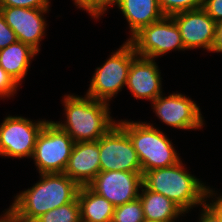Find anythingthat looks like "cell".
Here are the masks:
<instances>
[{
  "instance_id": "28",
  "label": "cell",
  "mask_w": 222,
  "mask_h": 222,
  "mask_svg": "<svg viewBox=\"0 0 222 222\" xmlns=\"http://www.w3.org/2000/svg\"><path fill=\"white\" fill-rule=\"evenodd\" d=\"M203 209L201 212V218L199 222H222L221 218L217 213L207 204L202 205Z\"/></svg>"
},
{
  "instance_id": "3",
  "label": "cell",
  "mask_w": 222,
  "mask_h": 222,
  "mask_svg": "<svg viewBox=\"0 0 222 222\" xmlns=\"http://www.w3.org/2000/svg\"><path fill=\"white\" fill-rule=\"evenodd\" d=\"M65 123L55 122L74 142L97 141L117 122L110 116L109 103L91 97L65 95Z\"/></svg>"
},
{
  "instance_id": "13",
  "label": "cell",
  "mask_w": 222,
  "mask_h": 222,
  "mask_svg": "<svg viewBox=\"0 0 222 222\" xmlns=\"http://www.w3.org/2000/svg\"><path fill=\"white\" fill-rule=\"evenodd\" d=\"M49 9L23 7H0L7 25L15 32L20 42L30 45L38 53L39 42L45 34L46 22L43 18ZM44 13V14H43Z\"/></svg>"
},
{
  "instance_id": "15",
  "label": "cell",
  "mask_w": 222,
  "mask_h": 222,
  "mask_svg": "<svg viewBox=\"0 0 222 222\" xmlns=\"http://www.w3.org/2000/svg\"><path fill=\"white\" fill-rule=\"evenodd\" d=\"M98 173H100L98 142H75L64 174L79 186H88Z\"/></svg>"
},
{
  "instance_id": "11",
  "label": "cell",
  "mask_w": 222,
  "mask_h": 222,
  "mask_svg": "<svg viewBox=\"0 0 222 222\" xmlns=\"http://www.w3.org/2000/svg\"><path fill=\"white\" fill-rule=\"evenodd\" d=\"M156 116L165 124L178 129L196 130L204 123L198 105L183 94H162L152 102Z\"/></svg>"
},
{
  "instance_id": "1",
  "label": "cell",
  "mask_w": 222,
  "mask_h": 222,
  "mask_svg": "<svg viewBox=\"0 0 222 222\" xmlns=\"http://www.w3.org/2000/svg\"><path fill=\"white\" fill-rule=\"evenodd\" d=\"M30 189L19 193L7 211L20 222H34L46 212L77 198L80 186L64 173L40 174Z\"/></svg>"
},
{
  "instance_id": "22",
  "label": "cell",
  "mask_w": 222,
  "mask_h": 222,
  "mask_svg": "<svg viewBox=\"0 0 222 222\" xmlns=\"http://www.w3.org/2000/svg\"><path fill=\"white\" fill-rule=\"evenodd\" d=\"M204 0H158L161 11L165 16L203 7Z\"/></svg>"
},
{
  "instance_id": "10",
  "label": "cell",
  "mask_w": 222,
  "mask_h": 222,
  "mask_svg": "<svg viewBox=\"0 0 222 222\" xmlns=\"http://www.w3.org/2000/svg\"><path fill=\"white\" fill-rule=\"evenodd\" d=\"M142 175L128 171H104L98 173L88 187L117 207L139 197Z\"/></svg>"
},
{
  "instance_id": "9",
  "label": "cell",
  "mask_w": 222,
  "mask_h": 222,
  "mask_svg": "<svg viewBox=\"0 0 222 222\" xmlns=\"http://www.w3.org/2000/svg\"><path fill=\"white\" fill-rule=\"evenodd\" d=\"M46 120L33 123L21 116H7L0 125V155L4 157H32L38 134Z\"/></svg>"
},
{
  "instance_id": "24",
  "label": "cell",
  "mask_w": 222,
  "mask_h": 222,
  "mask_svg": "<svg viewBox=\"0 0 222 222\" xmlns=\"http://www.w3.org/2000/svg\"><path fill=\"white\" fill-rule=\"evenodd\" d=\"M49 0H0V7L49 9Z\"/></svg>"
},
{
  "instance_id": "29",
  "label": "cell",
  "mask_w": 222,
  "mask_h": 222,
  "mask_svg": "<svg viewBox=\"0 0 222 222\" xmlns=\"http://www.w3.org/2000/svg\"><path fill=\"white\" fill-rule=\"evenodd\" d=\"M212 51L222 53V20L217 22L216 39Z\"/></svg>"
},
{
  "instance_id": "23",
  "label": "cell",
  "mask_w": 222,
  "mask_h": 222,
  "mask_svg": "<svg viewBox=\"0 0 222 222\" xmlns=\"http://www.w3.org/2000/svg\"><path fill=\"white\" fill-rule=\"evenodd\" d=\"M114 0H74L78 8H81L89 13L94 19H98L107 10L109 5L113 6Z\"/></svg>"
},
{
  "instance_id": "2",
  "label": "cell",
  "mask_w": 222,
  "mask_h": 222,
  "mask_svg": "<svg viewBox=\"0 0 222 222\" xmlns=\"http://www.w3.org/2000/svg\"><path fill=\"white\" fill-rule=\"evenodd\" d=\"M142 183L148 190L172 200L185 213L196 205H204L212 195L216 196L215 191L186 171L182 161L170 167L144 172Z\"/></svg>"
},
{
  "instance_id": "27",
  "label": "cell",
  "mask_w": 222,
  "mask_h": 222,
  "mask_svg": "<svg viewBox=\"0 0 222 222\" xmlns=\"http://www.w3.org/2000/svg\"><path fill=\"white\" fill-rule=\"evenodd\" d=\"M202 8L216 23L222 20V0H204Z\"/></svg>"
},
{
  "instance_id": "4",
  "label": "cell",
  "mask_w": 222,
  "mask_h": 222,
  "mask_svg": "<svg viewBox=\"0 0 222 222\" xmlns=\"http://www.w3.org/2000/svg\"><path fill=\"white\" fill-rule=\"evenodd\" d=\"M117 124L127 133L137 152L142 174L181 161L170 139L150 123L121 120Z\"/></svg>"
},
{
  "instance_id": "5",
  "label": "cell",
  "mask_w": 222,
  "mask_h": 222,
  "mask_svg": "<svg viewBox=\"0 0 222 222\" xmlns=\"http://www.w3.org/2000/svg\"><path fill=\"white\" fill-rule=\"evenodd\" d=\"M136 56L134 47L126 40L103 65L96 68L86 96L108 103L126 86L128 71Z\"/></svg>"
},
{
  "instance_id": "12",
  "label": "cell",
  "mask_w": 222,
  "mask_h": 222,
  "mask_svg": "<svg viewBox=\"0 0 222 222\" xmlns=\"http://www.w3.org/2000/svg\"><path fill=\"white\" fill-rule=\"evenodd\" d=\"M171 17L179 29L186 50L202 47L212 52L217 23L203 8L179 12Z\"/></svg>"
},
{
  "instance_id": "30",
  "label": "cell",
  "mask_w": 222,
  "mask_h": 222,
  "mask_svg": "<svg viewBox=\"0 0 222 222\" xmlns=\"http://www.w3.org/2000/svg\"><path fill=\"white\" fill-rule=\"evenodd\" d=\"M216 198V200H212V203H208V205L217 213V215L222 220V196Z\"/></svg>"
},
{
  "instance_id": "20",
  "label": "cell",
  "mask_w": 222,
  "mask_h": 222,
  "mask_svg": "<svg viewBox=\"0 0 222 222\" xmlns=\"http://www.w3.org/2000/svg\"><path fill=\"white\" fill-rule=\"evenodd\" d=\"M34 222H81L79 202L76 198L71 203L46 212Z\"/></svg>"
},
{
  "instance_id": "32",
  "label": "cell",
  "mask_w": 222,
  "mask_h": 222,
  "mask_svg": "<svg viewBox=\"0 0 222 222\" xmlns=\"http://www.w3.org/2000/svg\"><path fill=\"white\" fill-rule=\"evenodd\" d=\"M143 222H164V221H155V220L144 219Z\"/></svg>"
},
{
  "instance_id": "18",
  "label": "cell",
  "mask_w": 222,
  "mask_h": 222,
  "mask_svg": "<svg viewBox=\"0 0 222 222\" xmlns=\"http://www.w3.org/2000/svg\"><path fill=\"white\" fill-rule=\"evenodd\" d=\"M139 198L142 202L145 219L174 222L181 214H185L172 200L160 193L148 190L143 184Z\"/></svg>"
},
{
  "instance_id": "31",
  "label": "cell",
  "mask_w": 222,
  "mask_h": 222,
  "mask_svg": "<svg viewBox=\"0 0 222 222\" xmlns=\"http://www.w3.org/2000/svg\"><path fill=\"white\" fill-rule=\"evenodd\" d=\"M1 222H20L17 219H15L8 211L3 214L1 217Z\"/></svg>"
},
{
  "instance_id": "25",
  "label": "cell",
  "mask_w": 222,
  "mask_h": 222,
  "mask_svg": "<svg viewBox=\"0 0 222 222\" xmlns=\"http://www.w3.org/2000/svg\"><path fill=\"white\" fill-rule=\"evenodd\" d=\"M19 84L0 66V97H11Z\"/></svg>"
},
{
  "instance_id": "21",
  "label": "cell",
  "mask_w": 222,
  "mask_h": 222,
  "mask_svg": "<svg viewBox=\"0 0 222 222\" xmlns=\"http://www.w3.org/2000/svg\"><path fill=\"white\" fill-rule=\"evenodd\" d=\"M144 219L142 202L138 197L115 207L112 222H143Z\"/></svg>"
},
{
  "instance_id": "8",
  "label": "cell",
  "mask_w": 222,
  "mask_h": 222,
  "mask_svg": "<svg viewBox=\"0 0 222 222\" xmlns=\"http://www.w3.org/2000/svg\"><path fill=\"white\" fill-rule=\"evenodd\" d=\"M97 142L99 144L100 172L142 173L137 152L127 133L117 123Z\"/></svg>"
},
{
  "instance_id": "17",
  "label": "cell",
  "mask_w": 222,
  "mask_h": 222,
  "mask_svg": "<svg viewBox=\"0 0 222 222\" xmlns=\"http://www.w3.org/2000/svg\"><path fill=\"white\" fill-rule=\"evenodd\" d=\"M38 52L19 40L0 49V66L19 84L27 75L31 59Z\"/></svg>"
},
{
  "instance_id": "14",
  "label": "cell",
  "mask_w": 222,
  "mask_h": 222,
  "mask_svg": "<svg viewBox=\"0 0 222 222\" xmlns=\"http://www.w3.org/2000/svg\"><path fill=\"white\" fill-rule=\"evenodd\" d=\"M159 71L154 59L137 55L130 65L126 86L135 98L153 102L163 93Z\"/></svg>"
},
{
  "instance_id": "19",
  "label": "cell",
  "mask_w": 222,
  "mask_h": 222,
  "mask_svg": "<svg viewBox=\"0 0 222 222\" xmlns=\"http://www.w3.org/2000/svg\"><path fill=\"white\" fill-rule=\"evenodd\" d=\"M77 200L80 206L81 221H112L115 207L104 197L92 191L88 186H80Z\"/></svg>"
},
{
  "instance_id": "6",
  "label": "cell",
  "mask_w": 222,
  "mask_h": 222,
  "mask_svg": "<svg viewBox=\"0 0 222 222\" xmlns=\"http://www.w3.org/2000/svg\"><path fill=\"white\" fill-rule=\"evenodd\" d=\"M74 143L54 121H47L38 134L31 157L39 174L64 173Z\"/></svg>"
},
{
  "instance_id": "16",
  "label": "cell",
  "mask_w": 222,
  "mask_h": 222,
  "mask_svg": "<svg viewBox=\"0 0 222 222\" xmlns=\"http://www.w3.org/2000/svg\"><path fill=\"white\" fill-rule=\"evenodd\" d=\"M129 23L131 37L144 26L163 18L158 0H114Z\"/></svg>"
},
{
  "instance_id": "26",
  "label": "cell",
  "mask_w": 222,
  "mask_h": 222,
  "mask_svg": "<svg viewBox=\"0 0 222 222\" xmlns=\"http://www.w3.org/2000/svg\"><path fill=\"white\" fill-rule=\"evenodd\" d=\"M18 41L15 32L7 25L0 12V49Z\"/></svg>"
},
{
  "instance_id": "7",
  "label": "cell",
  "mask_w": 222,
  "mask_h": 222,
  "mask_svg": "<svg viewBox=\"0 0 222 222\" xmlns=\"http://www.w3.org/2000/svg\"><path fill=\"white\" fill-rule=\"evenodd\" d=\"M128 41L138 56L155 59L172 50H186L179 29L171 16L141 28Z\"/></svg>"
}]
</instances>
